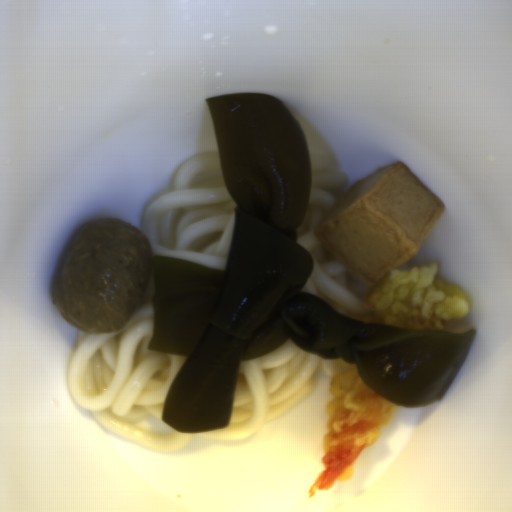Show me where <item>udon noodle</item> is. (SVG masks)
<instances>
[{
  "instance_id": "obj_1",
  "label": "udon noodle",
  "mask_w": 512,
  "mask_h": 512,
  "mask_svg": "<svg viewBox=\"0 0 512 512\" xmlns=\"http://www.w3.org/2000/svg\"><path fill=\"white\" fill-rule=\"evenodd\" d=\"M153 298L151 268L140 302L121 330L94 335L77 329L66 381L71 398L99 424L131 443L174 452L193 434L176 429L154 433L132 424L149 416L163 419L168 392L188 358L148 349L154 333Z\"/></svg>"
},
{
  "instance_id": "obj_2",
  "label": "udon noodle",
  "mask_w": 512,
  "mask_h": 512,
  "mask_svg": "<svg viewBox=\"0 0 512 512\" xmlns=\"http://www.w3.org/2000/svg\"><path fill=\"white\" fill-rule=\"evenodd\" d=\"M236 205L225 184L219 151L198 153L179 168L170 192L146 208L142 233L152 256L226 271Z\"/></svg>"
},
{
  "instance_id": "obj_3",
  "label": "udon noodle",
  "mask_w": 512,
  "mask_h": 512,
  "mask_svg": "<svg viewBox=\"0 0 512 512\" xmlns=\"http://www.w3.org/2000/svg\"><path fill=\"white\" fill-rule=\"evenodd\" d=\"M336 361L305 352L290 338L254 360H240L227 426L202 434L245 438L304 399L320 378L333 379Z\"/></svg>"
},
{
  "instance_id": "obj_4",
  "label": "udon noodle",
  "mask_w": 512,
  "mask_h": 512,
  "mask_svg": "<svg viewBox=\"0 0 512 512\" xmlns=\"http://www.w3.org/2000/svg\"><path fill=\"white\" fill-rule=\"evenodd\" d=\"M348 188L346 173H311L306 210L296 232L297 242L311 256L314 268L299 292L319 296L336 311L357 320L370 287L361 286L315 234L319 222Z\"/></svg>"
}]
</instances>
